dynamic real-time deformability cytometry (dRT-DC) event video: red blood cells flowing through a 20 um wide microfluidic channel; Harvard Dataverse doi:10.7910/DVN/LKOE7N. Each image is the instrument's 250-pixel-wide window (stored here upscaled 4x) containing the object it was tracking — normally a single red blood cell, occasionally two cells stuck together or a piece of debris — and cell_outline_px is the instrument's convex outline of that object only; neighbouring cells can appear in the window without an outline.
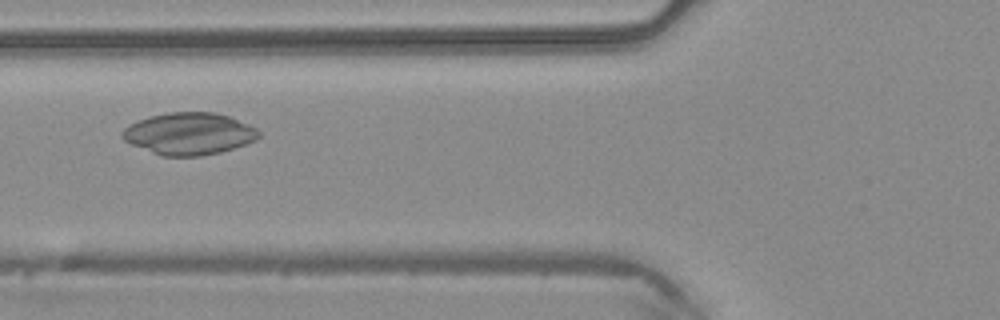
{"species": "common noctule bat (a hibernating species)", "species_latin": "Nyctalus noctula", "temperature_condition": "warm", "stored_images_in_passage": 46, "camera_frame_rate_fps": 3000, "um_per_image_px": 0.085, "animal": {"sex": "male", "body_mass_g": 20.4}, "frame": {"image": 1, "passage_image": 17, "time_ms": 5.333, "image_size_px": [1000, 320], "cell_outline_px": [[260, 136], [256, 140], [220, 152], [200, 156], [160, 156], [132, 144], [124, 140], [120, 136], [120, 132], [124, 128], [140, 120], [152, 116], [168, 112], [216, 112], [228, 116], [248, 124], [256, 128], [260, 132]], "centroid_in_image_um": [16.07, 11.36], "position_along_channel_um": 109.7, "area_um2": 33.23}}
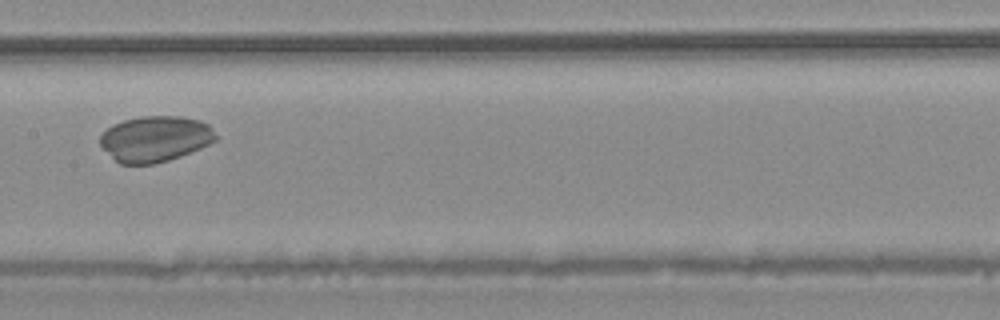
{"frame": {"image": 2, "passage_image": 23, "time_ms": 7.333, "image_size_px": [1000, 320], "cell_outline_px": [[216, 140], [200, 148], [180, 156], [156, 164], [120, 164], [100, 144], [100, 136], [112, 124], [124, 120], [140, 116], [180, 116], [200, 120], [208, 124], [212, 128], [216, 136]], "centroid_in_image_um": [13.19, 11.79], "position_along_channel_um": 194.2, "area_um2": 30.69}}
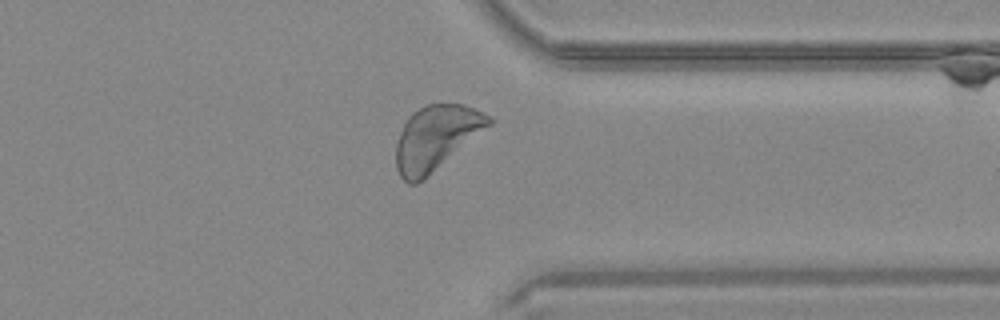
{"frame": {"image": 3, "passage_image": 36, "time_ms": 11.667, "image_size_px": [1000, 320], "cell_outline_px": [[492, 124], [424, 180], [416, 184], [408, 184], [400, 176], [396, 168], [396, 144], [400, 132], [408, 116], [412, 112], [428, 104], [464, 104], [492, 116]], "centroid_in_image_um": [37.06, 11.73], "position_along_channel_um": 374.3, "area_um2": 34.97}}